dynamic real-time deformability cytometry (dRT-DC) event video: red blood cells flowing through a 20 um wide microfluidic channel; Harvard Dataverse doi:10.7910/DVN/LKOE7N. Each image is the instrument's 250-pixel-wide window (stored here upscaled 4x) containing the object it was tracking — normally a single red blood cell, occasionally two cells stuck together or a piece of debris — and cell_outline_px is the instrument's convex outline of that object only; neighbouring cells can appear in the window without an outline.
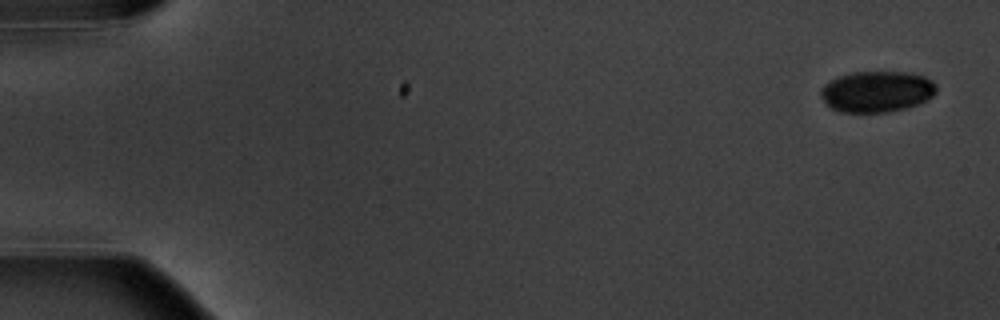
{"species": "common noctule bat (a hibernating species)", "species_latin": "Nyctalus noctula", "temperature_condition": "warm", "stored_images_in_passage": 13, "camera_frame_rate_fps": 3000, "um_per_image_px": 0.085, "animal": {"sex": "male", "body_mass_g": 20.1, "forearm_length_mm": 53.5}, "frame": {"image": 1, "passage_image": 1, "time_ms": 0.0, "image_size_px": [1000, 320], "cell_outline_px": [[936, 92], [928, 100], [904, 108], [888, 112], [840, 112], [832, 108], [820, 96], [820, 88], [828, 80], [836, 76], [852, 72], [908, 72], [924, 76], [932, 80], [936, 84]], "centroid_in_image_um": [74.51, 7.77], "position_along_channel_um": 10.5, "area_um2": 27.86}}
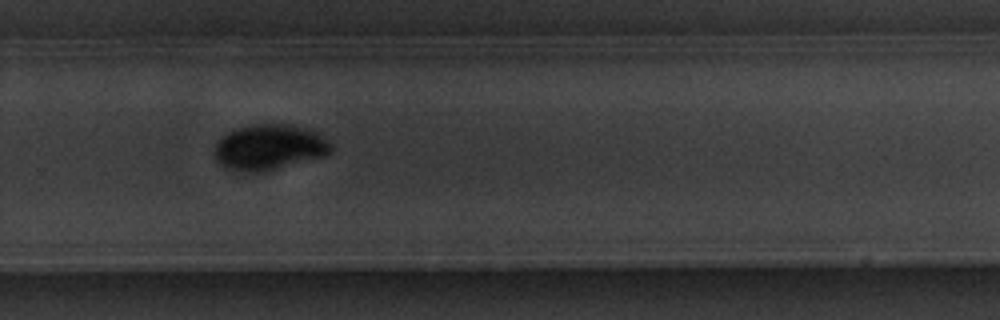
{"frame": {"image": 2, "passage_image": 11, "time_ms": 12.333, "image_size_px": [1000, 320], "cell_outline_px": [[332, 152], [324, 156], [268, 172], [244, 172], [224, 168], [216, 160], [216, 140], [220, 136], [236, 128], [256, 124], [288, 124], [308, 128], [316, 132], [328, 140], [332, 144]], "centroid_in_image_um": [22.9, 12.53], "position_along_channel_um": 306.9, "area_um2": 31.39}}
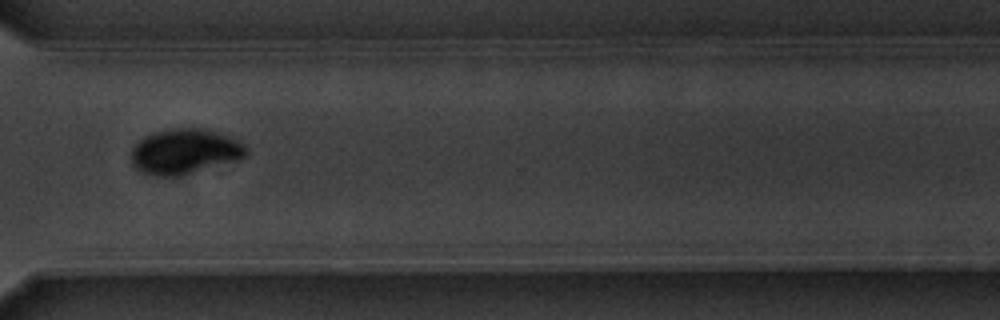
{"frame": {"image": 3, "passage_image": 12, "time_ms": 13.667, "image_size_px": [1000, 320], "cell_outline_px": [[248, 152], [244, 156], [176, 176], [152, 176], [140, 172], [132, 164], [132, 148], [140, 140], [156, 132], [172, 128], [204, 128], [236, 136], [248, 148]], "centroid_in_image_um": [15.7, 12.84], "position_along_channel_um": 354.9, "area_um2": 29.82}}